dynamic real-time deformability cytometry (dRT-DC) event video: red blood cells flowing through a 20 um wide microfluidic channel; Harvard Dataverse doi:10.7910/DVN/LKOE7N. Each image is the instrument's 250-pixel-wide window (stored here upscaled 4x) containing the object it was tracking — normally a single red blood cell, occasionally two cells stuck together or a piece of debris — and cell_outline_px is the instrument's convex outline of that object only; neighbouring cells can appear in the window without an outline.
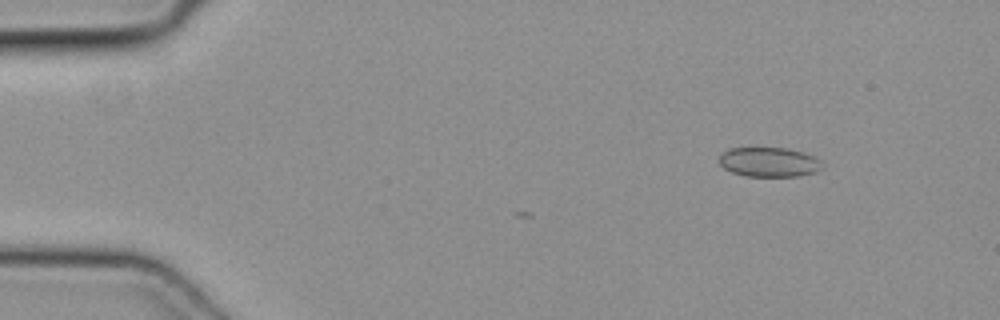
{"species": "common noctule bat (a hibernating species)", "species_latin": "Nyctalus noctula", "temperature_condition": "cold", "stored_images_in_passage": 5, "camera_frame_rate_fps": 3000, "um_per_image_px": 0.085, "animal": {"sex": "female", "body_mass_g": 19.3, "forearm_length_mm": 54.1}, "frame": {"image": 1, "passage_image": 1, "time_ms": 0.0, "image_size_px": [1000, 320], "cell_outline_px": [[824, 164], [816, 172], [800, 176], [744, 176], [732, 172], [724, 168], [720, 164], [720, 156], [728, 148], [788, 148], [804, 152], [816, 156]], "centroid_in_image_um": [65.41, 13.77], "position_along_channel_um": 19.6, "area_um2": 17.86}}